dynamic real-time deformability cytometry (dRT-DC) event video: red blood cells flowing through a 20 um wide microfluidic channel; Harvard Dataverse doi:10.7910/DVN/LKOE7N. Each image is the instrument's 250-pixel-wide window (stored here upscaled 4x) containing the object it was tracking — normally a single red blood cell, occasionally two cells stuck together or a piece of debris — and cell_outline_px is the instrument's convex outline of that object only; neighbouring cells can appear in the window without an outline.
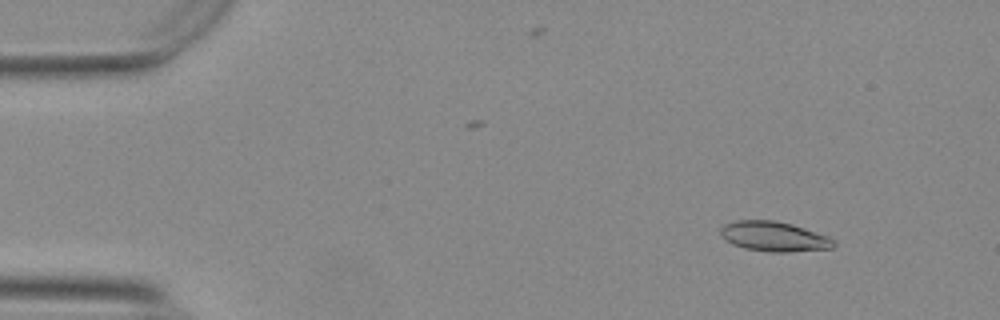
{"species": "Egyptian fruit bat (a non-hibernating species)", "species_latin": "Rousettus aegyptiacus", "temperature_condition": "warm", "stored_images_in_passage": 51, "camera_frame_rate_fps": 3000, "um_per_image_px": 0.085, "animal": {"sex": "female"}, "frame": {"image": 1, "passage_image": 2, "time_ms": 0.333, "image_size_px": [1000, 320], "cell_outline_px": [[836, 244], [832, 248], [788, 252], [772, 252], [744, 248], [732, 244], [720, 236], [720, 228], [724, 224], [736, 220], [776, 220], [792, 224], [828, 236], [836, 240]], "centroid_in_image_um": [65.78, 20.09], "position_along_channel_um": 19.2, "area_um2": 19.83}}
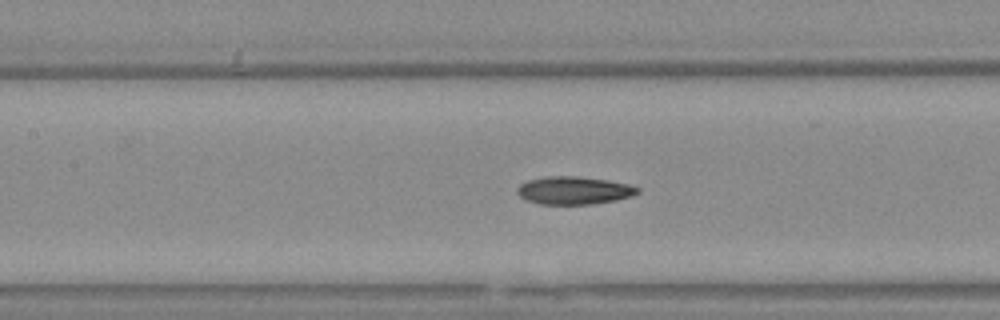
{"frame": {"image": 2, "passage_image": 21, "time_ms": 6.667, "image_size_px": [1000, 320], "cell_outline_px": [[640, 192], [632, 196], [616, 200], [592, 204], [540, 204], [528, 200], [520, 196], [516, 192], [516, 188], [520, 184], [528, 180], [544, 176], [580, 176], [608, 180], [628, 184], [640, 188]], "centroid_in_image_um": [48.79, 16.18], "position_along_channel_um": 158.6, "area_um2": 19.65}}
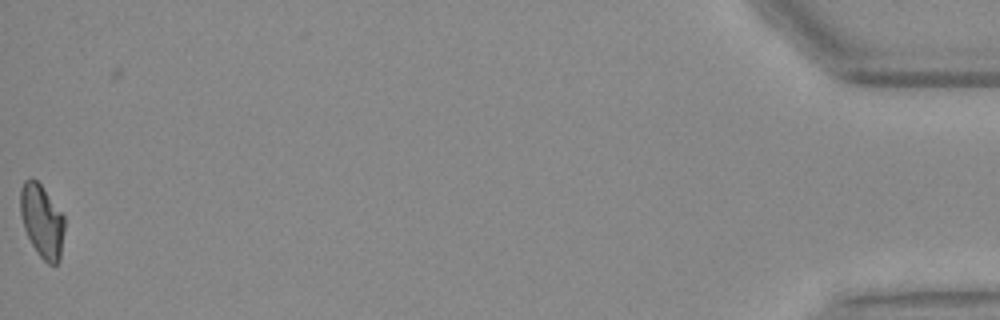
{"frame": {"image": 3, "passage_image": 51, "time_ms": 16.667, "image_size_px": [1000, 320], "cell_outline_px": [[64, 228], [60, 260], [56, 264], [48, 264], [40, 256], [32, 244], [24, 228], [20, 212], [20, 188], [24, 180], [32, 176], [40, 184], [64, 216]], "centroid_in_image_um": [3.55, 18.76], "position_along_channel_um": 431.6, "area_um2": 18.67}, "authors_computed_cell_mechanics": {"area_um2": 19.2474, "velocity_mm_per_s": 3.7323, "shape_relaxation_time_tau1_ms": 8.5386, "shape_relaxation_time_tau2_ms": 3.8079, "deformation_change_tau1": 0.2302, "deformation_change_tau2": 0.1115}}